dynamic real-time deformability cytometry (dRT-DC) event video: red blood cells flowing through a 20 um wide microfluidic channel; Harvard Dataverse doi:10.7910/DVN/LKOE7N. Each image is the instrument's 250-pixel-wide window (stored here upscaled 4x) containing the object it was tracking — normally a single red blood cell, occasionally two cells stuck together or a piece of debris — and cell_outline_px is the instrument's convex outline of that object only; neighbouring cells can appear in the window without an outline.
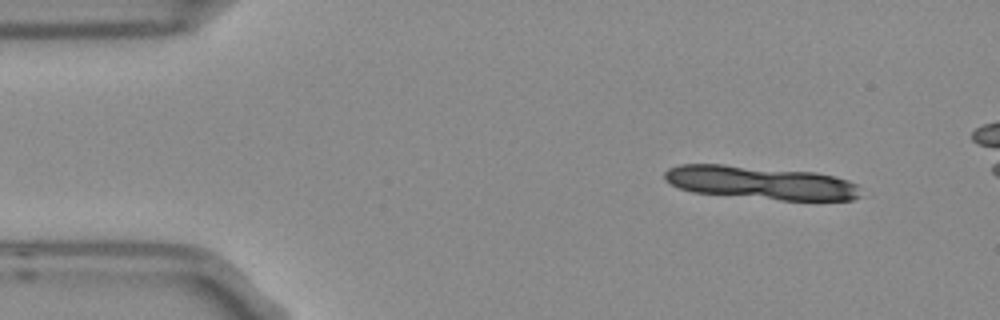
{"species": "Egyptian fruit bat (a non-hibernating species)", "species_latin": "Rousettus aegyptiacus", "temperature_condition": "room temperature", "stored_images_in_passage": 6, "camera_frame_rate_fps": 3000, "um_per_image_px": 0.085, "frame": {"image": 1, "passage_image": 2, "time_ms": 0.333, "image_size_px": [1000, 320], "cell_outline_px": [[864, 196], [852, 200], [780, 200], [692, 192], [680, 188], [664, 180], [664, 172], [668, 168], [680, 164], [724, 164], [816, 172], [848, 180], [856, 184]], "centroid_in_image_um": [64.67, 15.52], "position_along_channel_um": 20.3, "area_um2": 38.26}}